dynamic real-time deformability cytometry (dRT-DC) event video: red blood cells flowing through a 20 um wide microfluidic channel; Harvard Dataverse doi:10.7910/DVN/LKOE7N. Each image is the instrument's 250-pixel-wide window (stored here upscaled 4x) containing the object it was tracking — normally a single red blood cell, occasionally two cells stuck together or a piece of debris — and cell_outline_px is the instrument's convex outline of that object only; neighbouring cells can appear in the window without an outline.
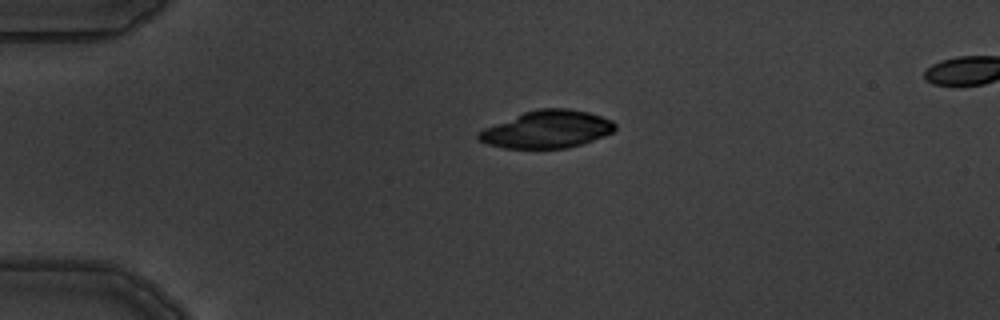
{"species": "common noctule bat (a hibernating species)", "species_latin": "Nyctalus noctula", "temperature_condition": "warm", "stored_images_in_passage": 6, "segment_of_instrument_passage": [1, 2], "camera_frame_rate_fps": 3000, "um_per_image_px": 0.085, "animal": {"sex": "male", "body_mass_g": 19.5, "forearm_length_mm": 54.6}, "frame": {"image": 1, "passage_image": 4, "time_ms": 3.667, "image_size_px": [1000, 320], "cell_outline_px": [[616, 128], [612, 132], [604, 136], [568, 148], [504, 148], [488, 144], [476, 140], [476, 132], [484, 128], [524, 112], [540, 108], [568, 108], [588, 112], [612, 120], [616, 124]], "centroid_in_image_um": [46.47, 10.99], "position_along_channel_um": 38.5, "area_um2": 29.77}}